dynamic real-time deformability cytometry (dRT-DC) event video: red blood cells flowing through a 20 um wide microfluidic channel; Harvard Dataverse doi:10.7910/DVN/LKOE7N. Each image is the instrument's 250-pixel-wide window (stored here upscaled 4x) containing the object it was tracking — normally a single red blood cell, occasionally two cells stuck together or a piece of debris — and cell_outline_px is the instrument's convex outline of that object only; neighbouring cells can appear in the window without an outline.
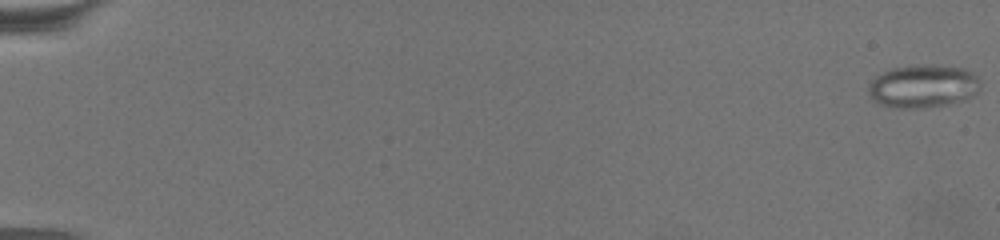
{"species": "common noctule bat (a hibernating species)", "species_latin": "Nyctalus noctula", "temperature_condition": "warm", "stored_images_in_passage": 53, "camera_frame_rate_fps": 3000, "um_per_image_px": 0.085, "animal": {"sex": "female", "body_mass_g": 19.5, "forearm_length_mm": 54.1}, "frame": {"image": 1, "passage_image": 1, "time_ms": 0.0, "image_size_px": [1000, 240], "cell_outline_px": [[980, 84], [976, 92], [972, 96], [964, 100], [948, 104], [916, 108], [892, 108], [880, 104], [872, 100], [868, 92], [868, 88], [872, 80], [876, 76], [892, 68], [924, 64], [936, 64], [964, 68], [972, 72], [980, 80]], "centroid_in_image_um": [78.46, 7.32], "position_along_channel_um": 6.5, "area_um2": 28.21}}
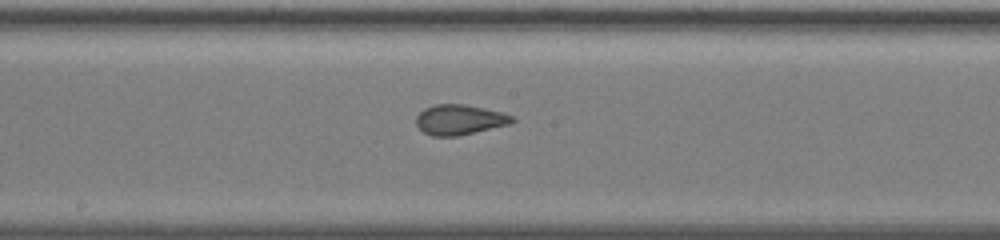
{"frame": {"image": 2, "passage_image": 33, "time_ms": 10.667, "image_size_px": [1000, 240], "cell_outline_px": [[516, 120], [512, 124], [456, 136], [432, 136], [424, 132], [416, 124], [416, 116], [424, 108], [436, 104], [464, 104], [484, 108], [500, 112], [512, 116]], "centroid_in_image_um": [39.06, 10.17], "position_along_channel_um": 209.1, "area_um2": 16.82}}
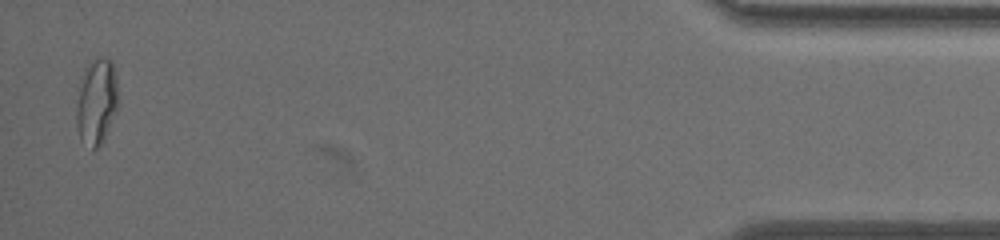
{"frame": {"image": 3, "passage_image": 53, "time_ms": 17.333, "image_size_px": [1000, 240], "cell_outline_px": [[116, 112], [104, 140], [92, 152], [80, 140], [76, 124], [76, 108], [84, 68], [92, 60], [100, 56], [104, 56], [112, 64], [116, 76]], "centroid_in_image_um": [8.18, 8.69], "position_along_channel_um": 427.0, "area_um2": 20.81}, "authors_computed_cell_mechanics": {"area_um2": 18.207, "velocity_mm_per_s": 3.1642, "shape_relaxation_time_tau1_ms": null, "shape_relaxation_time_tau2_ms": 0.9526, "deformation_change_tau1": null, "deformation_change_tau2": 0.0797}}